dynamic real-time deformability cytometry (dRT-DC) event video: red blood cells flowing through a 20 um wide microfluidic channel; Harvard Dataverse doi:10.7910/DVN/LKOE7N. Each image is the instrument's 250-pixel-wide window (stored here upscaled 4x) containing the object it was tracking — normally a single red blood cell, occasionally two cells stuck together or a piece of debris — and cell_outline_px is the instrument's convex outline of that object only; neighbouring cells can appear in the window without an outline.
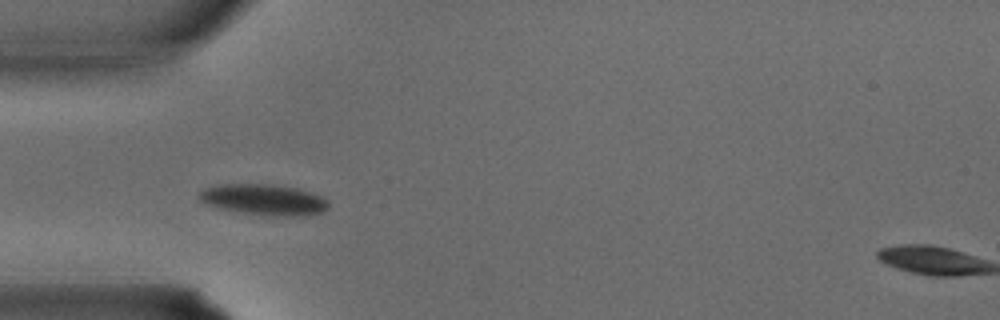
{"species": "common noctule bat (a hibernating species)", "species_latin": "Nyctalus noctula", "temperature_condition": "warm", "stored_images_in_passage": 21, "camera_frame_rate_fps": 3000, "um_per_image_px": 0.085, "animal": {"sex": "male", "body_mass_g": 15.6}, "frame": {"image": 1, "passage_image": 2, "time_ms": 0.333, "image_size_px": [1000, 320], "cell_outline_px": [[328, 208], [320, 212], [292, 216], [264, 216], [220, 208], [208, 204], [200, 200], [200, 192], [204, 188], [216, 184], [272, 184], [300, 188], [324, 196], [328, 200]], "centroid_in_image_um": [22.46, 16.95], "position_along_channel_um": 62.5, "area_um2": 23.35}}
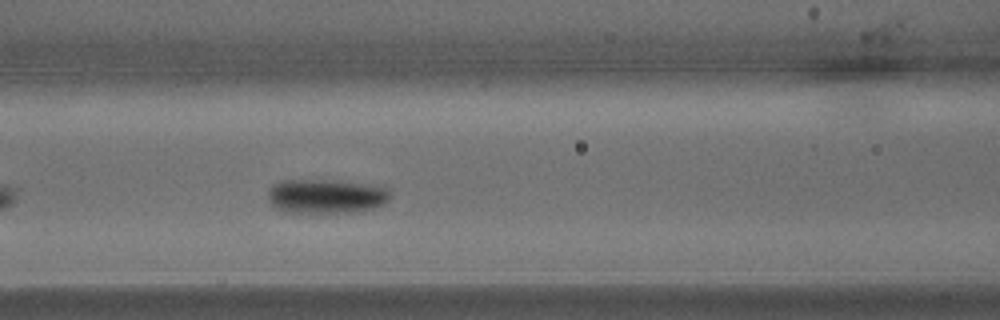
{"frame": {"image": 2, "passage_image": 6, "time_ms": 1.667, "image_size_px": [1000, 320], "cell_outline_px": [[392, 196], [388, 200], [372, 208], [352, 212], [284, 212], [272, 204], [268, 200], [268, 192], [272, 184], [284, 180], [332, 180], [388, 188]], "centroid_in_image_um": [27.67, 16.67], "position_along_channel_um": 138.9, "area_um2": 24.04}}
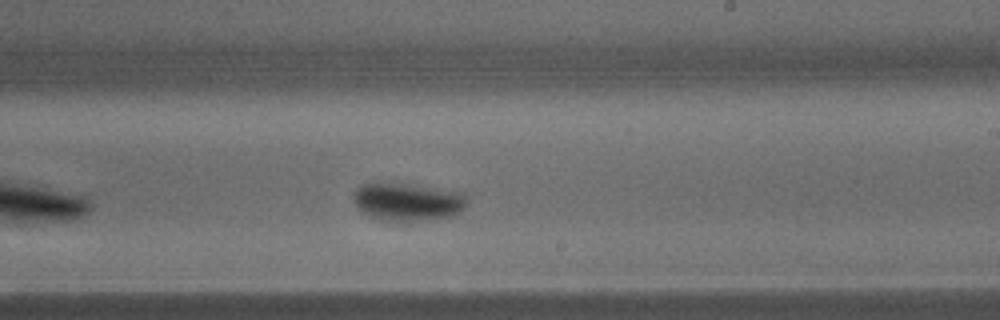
{"frame": {"image": 3, "passage_image": 12, "time_ms": 3.667, "image_size_px": [1000, 320], "cell_outline_px": [[464, 204], [460, 212], [452, 216], [436, 220], [408, 224], [380, 220], [368, 216], [360, 212], [356, 208], [352, 200], [352, 196], [356, 188], [364, 184], [376, 180], [464, 192]], "centroid_in_image_um": [34.54, 17.19], "position_along_channel_um": 254.5, "area_um2": 26.3}}